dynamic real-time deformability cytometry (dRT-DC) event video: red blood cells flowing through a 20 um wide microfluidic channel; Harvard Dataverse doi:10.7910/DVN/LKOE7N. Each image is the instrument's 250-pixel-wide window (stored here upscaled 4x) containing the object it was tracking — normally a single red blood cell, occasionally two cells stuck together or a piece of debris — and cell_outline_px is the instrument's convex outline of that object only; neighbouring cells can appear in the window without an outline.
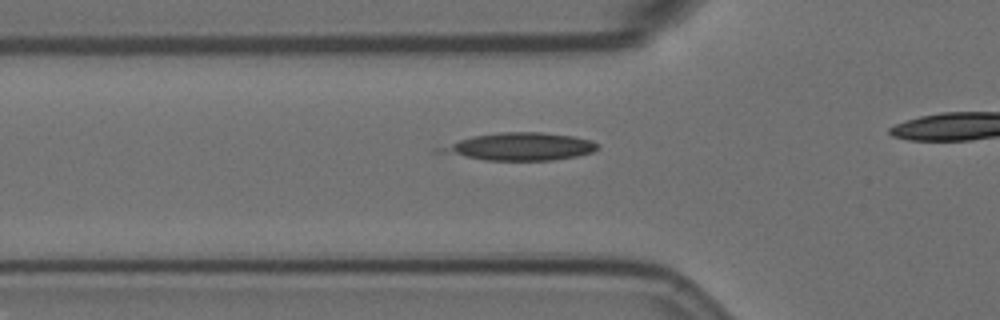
{"species": "Egyptian fruit bat (a non-hibernating species)", "species_latin": "Rousettus aegyptiacus", "temperature_condition": "room temperature", "stored_images_in_passage": 28, "camera_frame_rate_fps": 3000, "um_per_image_px": 0.085, "animal": {"sex": "female"}, "frame": {"image": 1, "passage_image": 12, "time_ms": 3.667, "image_size_px": [1000, 320], "cell_outline_px": [[600, 144], [592, 152], [576, 156], [552, 160], [484, 160], [432, 152], [432, 148], [472, 136], [500, 132], [544, 132], [572, 136], [592, 140]], "centroid_in_image_um": [44.08, 12.46], "position_along_channel_um": 81.7, "area_um2": 25.61}}
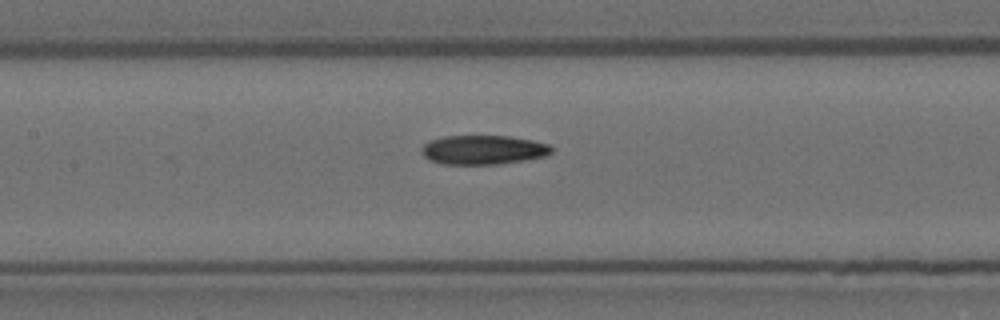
{"frame": {"image": 2, "passage_image": 19, "time_ms": 6.0, "image_size_px": [1000, 320], "cell_outline_px": [[552, 152], [548, 156], [524, 160], [496, 164], [440, 164], [428, 160], [424, 156], [424, 144], [432, 140], [444, 136], [508, 136], [532, 140], [548, 144], [552, 148]], "centroid_in_image_um": [41.11, 12.74], "position_along_channel_um": 166.3, "area_um2": 21.96}}
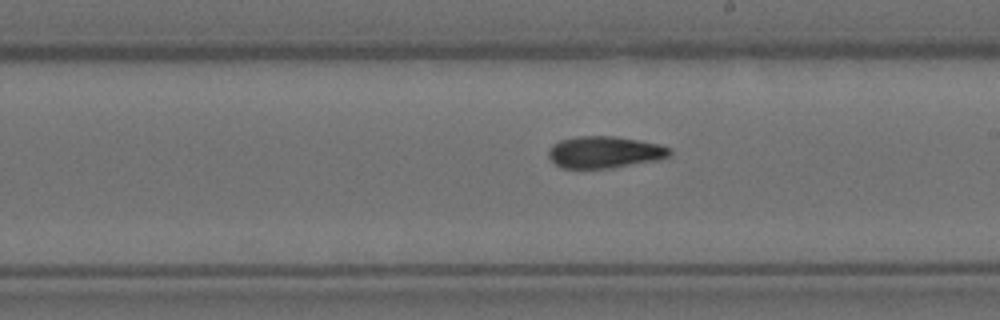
{"frame": {"image": 3, "passage_image": 25, "time_ms": 8.0, "image_size_px": [1000, 320], "cell_outline_px": [[672, 152], [668, 156], [656, 160], [612, 168], [564, 168], [556, 164], [548, 156], [548, 152], [552, 144], [560, 140], [576, 136], [612, 136], [660, 144], [672, 148]], "centroid_in_image_um": [51.38, 12.93], "position_along_channel_um": 237.6, "area_um2": 22.37}}